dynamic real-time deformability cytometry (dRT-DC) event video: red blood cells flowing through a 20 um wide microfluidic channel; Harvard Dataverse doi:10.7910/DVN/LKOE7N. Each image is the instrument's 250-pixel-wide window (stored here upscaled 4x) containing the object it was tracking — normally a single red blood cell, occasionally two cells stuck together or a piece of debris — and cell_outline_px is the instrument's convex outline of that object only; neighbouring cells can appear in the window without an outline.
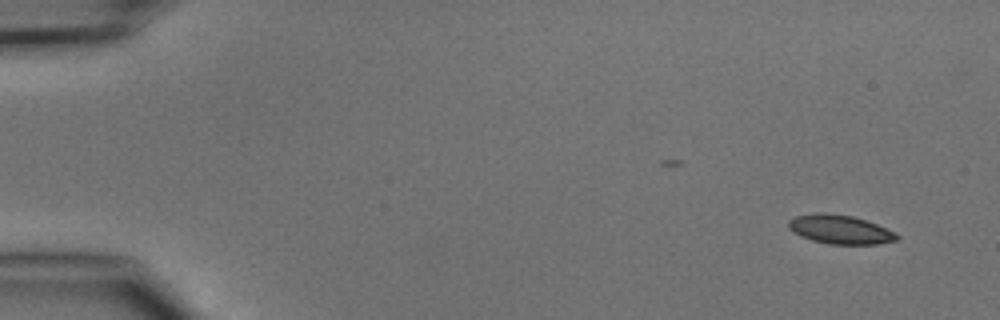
{"species": "common noctule bat (a hibernating species)", "species_latin": "Nyctalus noctula", "temperature_condition": "cold", "stored_images_in_passage": 4, "camera_frame_rate_fps": 3000, "um_per_image_px": 0.085, "animal": {"sex": "male", "body_mass_g": 15.6}, "frame": {"image": 1, "passage_image": 1, "time_ms": 0.0, "image_size_px": [1000, 320], "cell_outline_px": [[900, 236], [896, 240], [876, 244], [828, 244], [812, 240], [800, 236], [788, 228], [788, 220], [792, 216], [816, 212], [824, 212], [852, 216], [876, 224], [896, 232]], "centroid_in_image_um": [71.36, 19.49], "position_along_channel_um": 13.6, "area_um2": 18.38}}
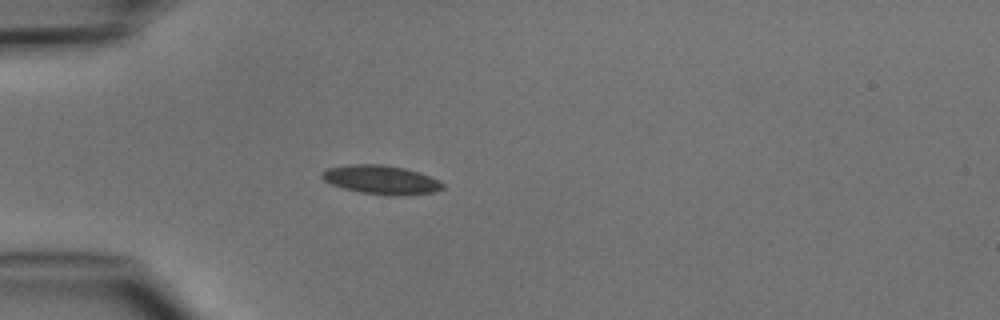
{"frame": {"image": 2, "passage_image": 4, "time_ms": 3.667, "image_size_px": [1000, 320], "cell_outline_px": [[444, 188], [436, 192], [408, 196], [388, 196], [360, 192], [344, 188], [332, 184], [324, 180], [320, 176], [320, 172], [328, 168], [348, 164], [380, 164], [404, 168], [440, 180], [444, 184]], "centroid_in_image_um": [32.41, 15.3], "position_along_channel_um": 52.6, "area_um2": 20.52}}